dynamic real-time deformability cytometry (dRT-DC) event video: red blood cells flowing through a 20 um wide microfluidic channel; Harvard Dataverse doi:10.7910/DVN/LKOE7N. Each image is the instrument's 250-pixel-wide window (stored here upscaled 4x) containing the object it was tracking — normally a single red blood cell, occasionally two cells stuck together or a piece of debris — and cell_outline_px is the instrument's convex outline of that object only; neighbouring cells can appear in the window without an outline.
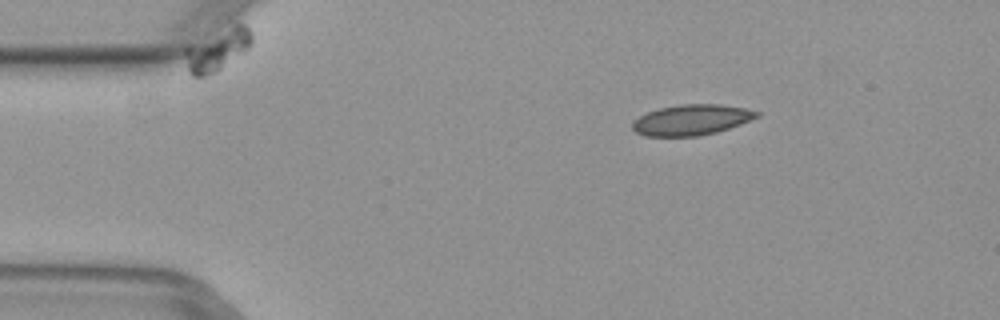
{"species": "common noctule bat (a hibernating species)", "species_latin": "Nyctalus noctula", "temperature_condition": "warm", "stored_images_in_passage": 6, "camera_frame_rate_fps": 3000, "um_per_image_px": 0.085, "animal": {"sex": "female", "body_mass_g": 29.2, "forearm_length_mm": 56.3}, "frame": {"image": 1, "passage_image": 3, "time_ms": 0.667, "image_size_px": [1000, 320], "cell_outline_px": [[760, 116], [740, 124], [716, 132], [696, 136], [644, 136], [636, 132], [632, 128], [632, 120], [648, 112], [660, 108], [680, 104], [720, 104], [744, 108], [760, 112]], "centroid_in_image_um": [58.76, 10.18], "position_along_channel_um": 26.2, "area_um2": 22.08}}